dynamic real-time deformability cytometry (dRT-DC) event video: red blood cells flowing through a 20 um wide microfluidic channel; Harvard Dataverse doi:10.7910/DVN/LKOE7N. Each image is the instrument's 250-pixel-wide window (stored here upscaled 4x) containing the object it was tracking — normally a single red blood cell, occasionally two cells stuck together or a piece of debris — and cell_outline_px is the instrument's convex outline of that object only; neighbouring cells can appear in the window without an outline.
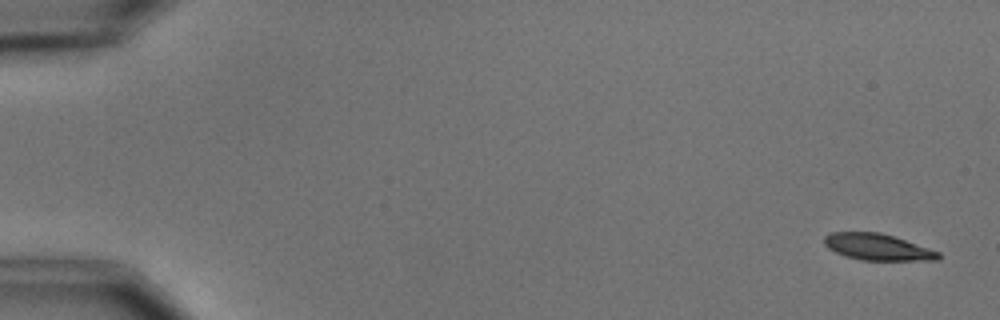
{"species": "common noctule bat (a hibernating species)", "species_latin": "Nyctalus noctula", "temperature_condition": "cold", "stored_images_in_passage": 6, "segment_of_instrument_passage": [1, 2], "camera_frame_rate_fps": 3000, "um_per_image_px": 0.085, "animal": {"sex": "male", "body_mass_g": 15.6}, "frame": {"image": 1, "passage_image": 1, "time_ms": 0.0, "image_size_px": [1000, 320], "cell_outline_px": [[940, 260], [860, 260], [836, 252], [828, 248], [824, 244], [824, 236], [832, 232], [880, 232], [940, 252]], "centroid_in_image_um": [74.58, 21.0], "position_along_channel_um": 10.4, "area_um2": 17.34}}